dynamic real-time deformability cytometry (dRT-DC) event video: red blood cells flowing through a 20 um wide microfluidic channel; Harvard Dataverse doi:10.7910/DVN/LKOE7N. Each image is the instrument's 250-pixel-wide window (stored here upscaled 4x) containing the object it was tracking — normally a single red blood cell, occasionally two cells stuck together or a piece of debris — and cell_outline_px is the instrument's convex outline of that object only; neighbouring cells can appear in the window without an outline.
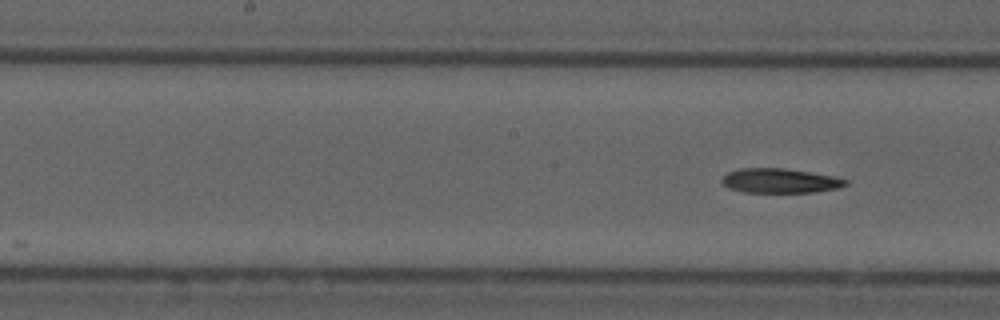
{"species": "common noctule bat (a hibernating species)", "species_latin": "Nyctalus noctula", "temperature_condition": "cold", "stored_images_in_passage": 8, "camera_frame_rate_fps": 3000, "um_per_image_px": 0.085, "animal": {"sex": "male", "forearm_length_mm": 52.5}, "frame": {"image": 1, "passage_image": 8, "time_ms": 8.0, "image_size_px": [1000, 320], "cell_outline_px": [[848, 184], [836, 188], [816, 192], [744, 192], [728, 188], [720, 180], [728, 172], [740, 168], [784, 168], [832, 176], [848, 180]], "centroid_in_image_um": [66.27, 15.36], "position_along_channel_um": 181.9, "area_um2": 17.51}}